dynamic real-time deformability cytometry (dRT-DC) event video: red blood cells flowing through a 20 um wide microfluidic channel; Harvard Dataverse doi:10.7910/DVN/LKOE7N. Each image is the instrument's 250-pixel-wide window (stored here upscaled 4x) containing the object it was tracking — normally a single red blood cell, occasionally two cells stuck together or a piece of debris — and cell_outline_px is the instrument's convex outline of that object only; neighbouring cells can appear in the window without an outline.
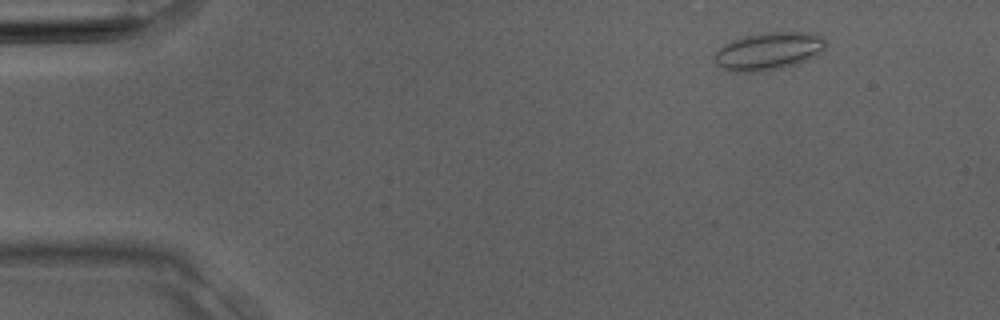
{"species": "Egyptian fruit bat (a non-hibernating species)", "species_latin": "Rousettus aegyptiacus", "temperature_condition": "room temperature", "stored_images_in_passage": 2, "camera_frame_rate_fps": 3000, "um_per_image_px": 0.085, "animal": {"sex": "male"}, "frame": {"image": 1, "passage_image": 2, "time_ms": 0.333, "image_size_px": [1000, 320], "cell_outline_px": [[824, 52], [796, 64], [784, 68], [756, 72], [732, 72], [716, 64], [716, 52], [724, 44], [732, 40], [748, 36], [772, 32], [804, 32], [820, 36], [824, 40]], "centroid_in_image_um": [65.34, 4.37], "position_along_channel_um": 19.7, "area_um2": 24.04}}